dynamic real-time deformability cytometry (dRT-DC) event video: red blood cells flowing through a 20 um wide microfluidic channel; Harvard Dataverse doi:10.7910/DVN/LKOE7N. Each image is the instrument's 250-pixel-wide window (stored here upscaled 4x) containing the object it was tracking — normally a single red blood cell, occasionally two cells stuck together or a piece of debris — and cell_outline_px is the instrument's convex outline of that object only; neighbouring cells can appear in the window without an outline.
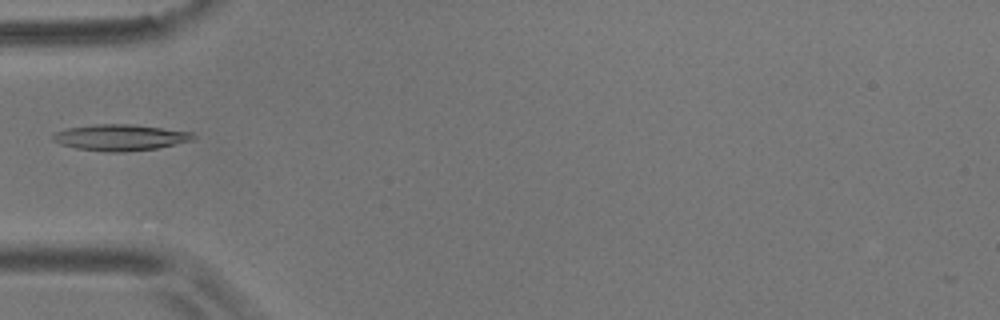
{"species": "common noctule bat (a hibernating species)", "species_latin": "Nyctalus noctula", "temperature_condition": "room temperature", "stored_images_in_passage": 7, "camera_frame_rate_fps": 3000, "um_per_image_px": 0.085, "animal": {"sex": "male", "body_mass_g": 17.9}, "frame": {"image": 1, "passage_image": 4, "time_ms": 5.0, "image_size_px": [1000, 320], "cell_outline_px": [[196, 136], [192, 140], [156, 148], [124, 152], [108, 152], [76, 148], [60, 144], [52, 140], [52, 136], [56, 132], [64, 128], [96, 124], [128, 124], [192, 132]], "centroid_in_image_um": [10.17, 11.68], "position_along_channel_um": 74.8, "area_um2": 21.21}}
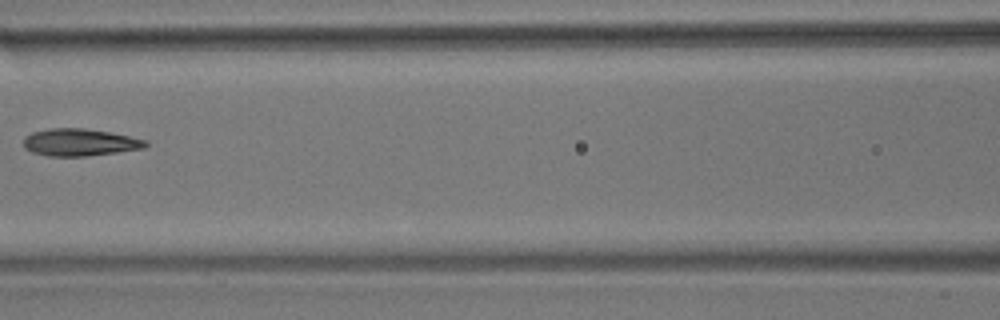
{"frame": {"image": 2, "passage_image": 6, "time_ms": 7.333, "image_size_px": [1000, 320], "cell_outline_px": [[148, 144], [144, 148], [88, 156], [48, 156], [32, 152], [24, 148], [24, 136], [32, 132], [48, 128], [84, 128], [112, 132], [148, 140]], "centroid_in_image_um": [6.78, 12.09], "position_along_channel_um": 159.8, "area_um2": 19.54}}
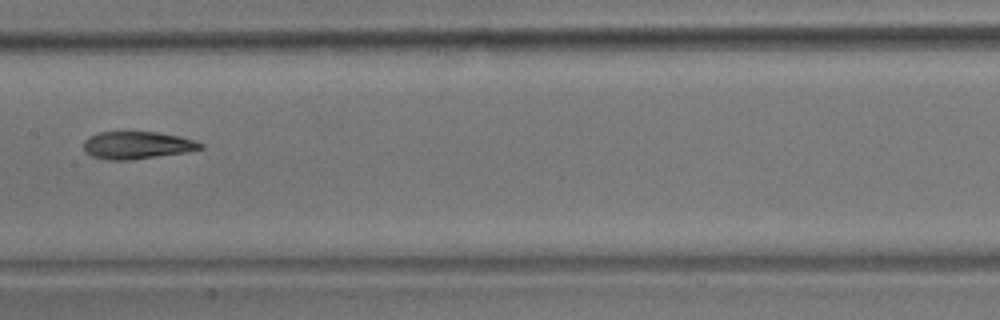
{"frame": {"image": 3, "passage_image": 7, "time_ms": 8.333, "image_size_px": [1000, 320], "cell_outline_px": [[204, 148], [188, 152], [132, 160], [108, 160], [92, 156], [84, 152], [84, 140], [88, 136], [100, 132], [156, 132], [180, 136], [204, 144]], "centroid_in_image_um": [11.65, 12.35], "position_along_channel_um": 195.8, "area_um2": 18.84}}